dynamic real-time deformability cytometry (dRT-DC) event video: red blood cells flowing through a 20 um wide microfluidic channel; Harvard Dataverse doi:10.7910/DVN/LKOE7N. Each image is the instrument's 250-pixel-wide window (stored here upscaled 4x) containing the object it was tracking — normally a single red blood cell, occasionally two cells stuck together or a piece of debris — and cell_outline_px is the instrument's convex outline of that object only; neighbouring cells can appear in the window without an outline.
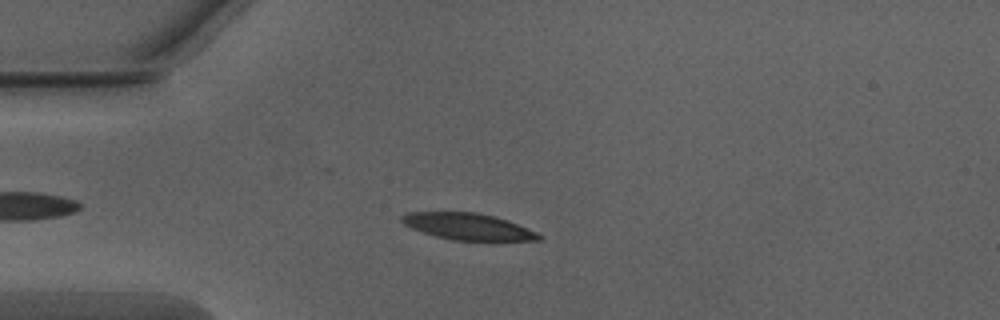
{"species": "Egyptian fruit bat (a non-hibernating species)", "species_latin": "Rousettus aegyptiacus", "temperature_condition": "warm", "stored_images_in_passage": 43, "camera_frame_rate_fps": 3000, "um_per_image_px": 0.085, "animal": {"sex": "male"}, "frame": {"image": 1, "passage_image": 9, "time_ms": 2.667, "image_size_px": [1000, 320], "cell_outline_px": [[544, 236], [540, 240], [452, 240], [436, 236], [412, 228], [404, 224], [400, 220], [400, 216], [408, 212], [476, 212], [508, 220], [536, 232]], "centroid_in_image_um": [39.76, 19.25], "position_along_channel_um": 45.2, "area_um2": 20.98}}
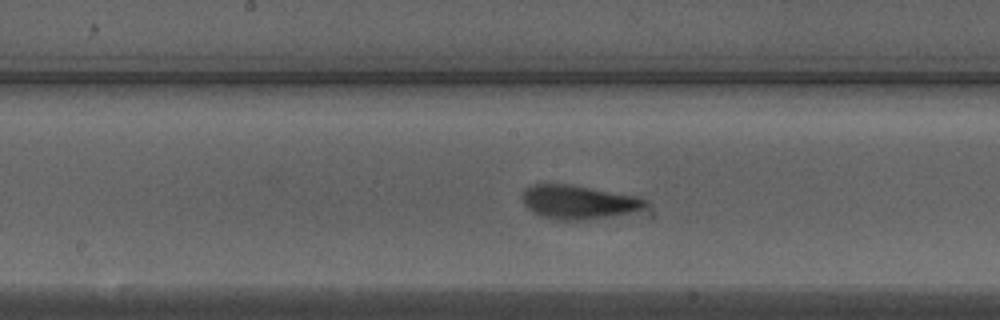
{"frame": {"image": 2, "passage_image": 22, "time_ms": 7.0, "image_size_px": [1000, 320], "cell_outline_px": [[648, 204], [644, 208], [636, 212], [584, 220], [556, 220], [540, 216], [532, 212], [524, 204], [520, 196], [524, 188], [532, 184], [568, 184], [636, 196], [648, 200]], "centroid_in_image_um": [49.14, 17.18], "position_along_channel_um": 199.1, "area_um2": 24.45}}
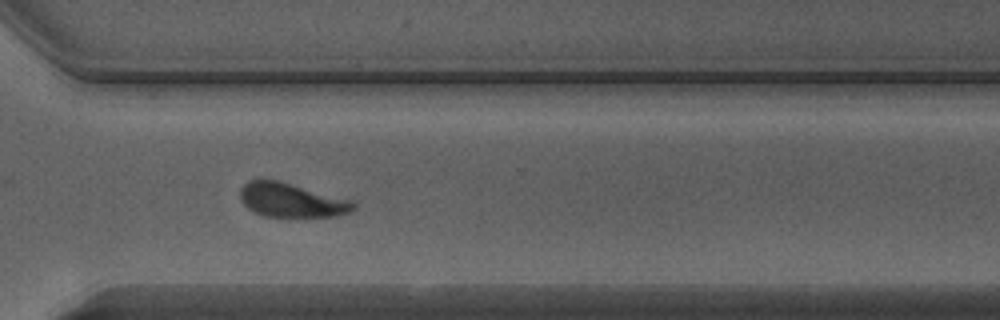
{"frame": {"image": 3, "passage_image": 33, "time_ms": 10.667, "image_size_px": [1000, 320], "cell_outline_px": [[356, 208], [352, 212], [340, 216], [288, 220], [264, 216], [252, 212], [240, 200], [240, 188], [248, 180], [280, 180], [352, 200], [356, 204]], "centroid_in_image_um": [24.81, 17.08], "position_along_channel_um": 345.8, "area_um2": 23.81}, "authors_computed_cell_mechanics": {"area_um2": 22.1952, "velocity_mm_per_s": 4.0092, "shape_relaxation_time_tau1_ms": 2.6355, "shape_relaxation_time_tau2_ms": 1.4773, "deformation_change_tau1": 0.1398, "deformation_change_tau2": 0.0841}}